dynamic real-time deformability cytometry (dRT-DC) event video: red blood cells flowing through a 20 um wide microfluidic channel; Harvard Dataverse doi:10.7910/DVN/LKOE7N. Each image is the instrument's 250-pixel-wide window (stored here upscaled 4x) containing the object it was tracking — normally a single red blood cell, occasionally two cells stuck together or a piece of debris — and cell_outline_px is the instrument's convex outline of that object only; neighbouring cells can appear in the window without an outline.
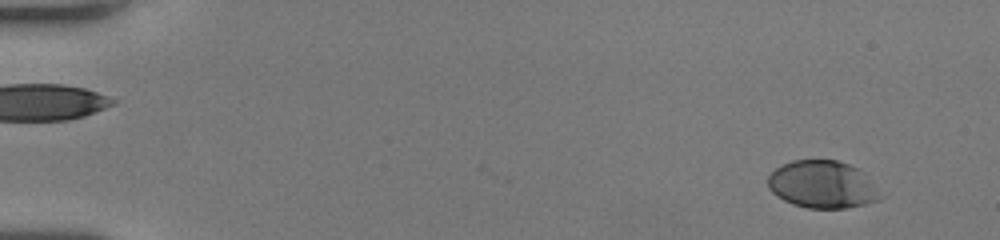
{"species": "human", "species_latin": "Homo sapiens", "temperature_condition": "room temperature", "stored_images_in_passage": 52, "camera_frame_rate_fps": 3000, "um_per_image_px": 0.085, "donor": {"sex": "female"}, "frame": {"image": 1, "passage_image": 4, "time_ms": 1.0, "image_size_px": [1000, 240], "cell_outline_px": [[884, 196], [880, 200], [864, 204], [844, 208], [808, 208], [792, 204], [776, 196], [768, 188], [768, 176], [776, 168], [792, 160], [836, 160], [848, 164], [864, 172]], "centroid_in_image_um": [69.92, 15.69], "position_along_channel_um": 15.1, "area_um2": 31.15}}
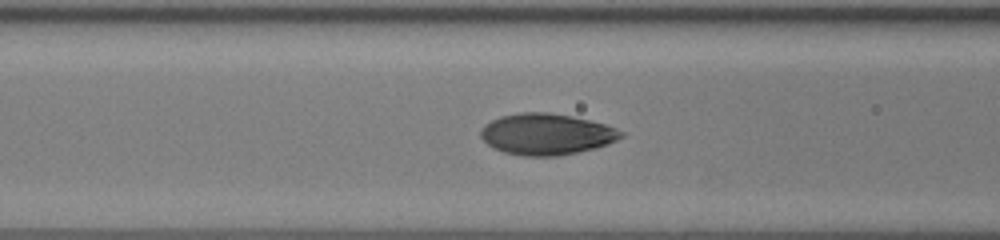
{"frame": {"image": 2, "passage_image": 23, "time_ms": 7.333, "image_size_px": [1000, 240], "cell_outline_px": [[624, 136], [608, 144], [596, 148], [556, 156], [520, 156], [504, 152], [492, 148], [480, 136], [480, 132], [484, 124], [500, 116], [520, 112], [548, 112], [572, 116], [604, 124], [616, 128], [624, 132]], "centroid_in_image_um": [46.43, 11.4], "position_along_channel_um": 120.2, "area_um2": 33.81}}
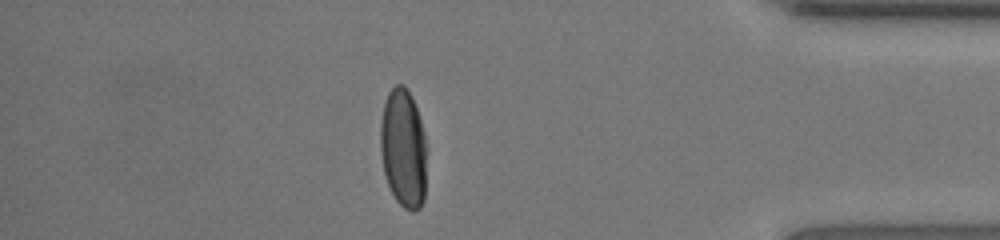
{"frame": {"image": 3, "passage_image": 46, "time_ms": 15.0, "image_size_px": [1000, 240], "cell_outline_px": [[428, 148], [424, 200], [420, 208], [412, 212], [404, 208], [396, 200], [388, 184], [384, 172], [380, 152], [380, 124], [384, 104], [388, 92], [396, 84], [404, 84], [412, 96], [420, 120]], "centroid_in_image_um": [34.31, 12.62], "position_along_channel_um": 400.9, "area_um2": 32.66}, "authors_computed_cell_mechanics": {"area_um2": 33.0616, "velocity_mm_per_s": 4.07, "shape_relaxation_time_tau1_ms": 4.0095, "shape_relaxation_time_tau2_ms": null, "deformation_change_tau1": 0.192, "deformation_change_tau2": null}}